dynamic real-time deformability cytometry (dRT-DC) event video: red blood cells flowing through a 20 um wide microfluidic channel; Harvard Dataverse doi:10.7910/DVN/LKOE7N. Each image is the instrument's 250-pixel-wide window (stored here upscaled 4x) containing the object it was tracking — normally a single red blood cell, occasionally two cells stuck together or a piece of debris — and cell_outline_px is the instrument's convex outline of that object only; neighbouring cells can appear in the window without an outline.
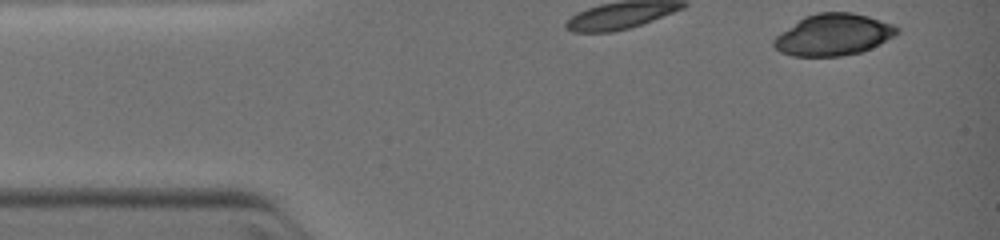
{"species": "common noctule bat (a hibernating species)", "species_latin": "Nyctalus noctula", "temperature_condition": "warm", "stored_images_in_passage": 29, "camera_frame_rate_fps": 3000, "um_per_image_px": 0.085, "animal": {"sex": "female", "body_mass_g": 19.0, "forearm_length_mm": 51.5}, "frame": {"image": 1, "passage_image": 1, "time_ms": 0.0, "image_size_px": [1000, 240], "cell_outline_px": [[900, 32], [880, 44], [860, 52], [840, 56], [792, 56], [780, 52], [772, 44], [772, 40], [780, 32], [804, 16], [816, 12], [852, 12], [868, 16], [892, 24], [900, 28]], "centroid_in_image_um": [70.82, 2.94], "position_along_channel_um": 14.2, "area_um2": 29.94}}
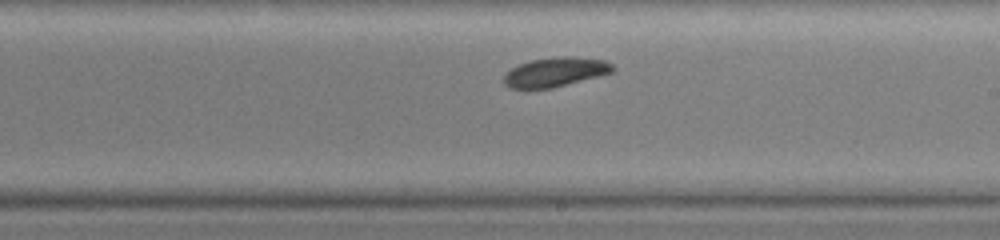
{"frame": {"image": 2, "passage_image": 18, "time_ms": 5.0, "image_size_px": [1000, 240], "cell_outline_px": [[616, 68], [612, 72], [600, 76], [552, 88], [508, 88], [504, 84], [504, 76], [512, 68], [520, 64], [532, 60], [564, 56], [572, 56], [604, 60], [612, 64]], "centroid_in_image_um": [47.24, 6.13], "position_along_channel_um": 241.8, "area_um2": 18.44}}
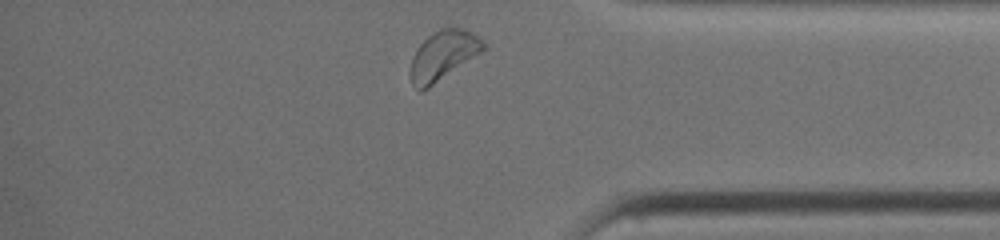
{"frame": {"image": 3, "passage_image": 29, "time_ms": 8.333, "image_size_px": [1000, 240], "cell_outline_px": [[484, 48], [480, 52], [428, 88], [420, 92], [412, 84], [408, 76], [412, 56], [416, 48], [428, 36], [440, 28], [460, 28], [472, 32], [484, 40]], "centroid_in_image_um": [37.6, 4.72], "position_along_channel_um": 397.6, "area_um2": 20.75}}